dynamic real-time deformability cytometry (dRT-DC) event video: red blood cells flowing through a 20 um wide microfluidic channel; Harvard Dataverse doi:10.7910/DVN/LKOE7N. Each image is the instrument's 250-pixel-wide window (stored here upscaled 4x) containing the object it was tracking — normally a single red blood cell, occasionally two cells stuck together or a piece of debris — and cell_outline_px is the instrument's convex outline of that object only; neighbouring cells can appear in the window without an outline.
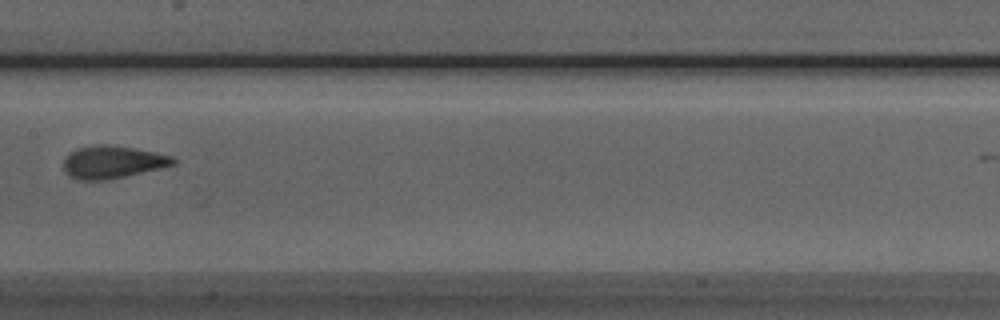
{"species": "Egyptian fruit bat (a non-hibernating species)", "species_latin": "Rousettus aegyptiacus", "temperature_condition": "room temperature", "stored_images_in_passage": 8, "camera_frame_rate_fps": 3000, "um_per_image_px": 0.085, "animal": {"sex": "male"}, "frame": {"image": 1, "passage_image": 8, "time_ms": 8.0, "image_size_px": [1000, 320], "cell_outline_px": [[176, 164], [160, 168], [108, 180], [80, 180], [68, 176], [64, 168], [64, 160], [76, 148], [100, 144], [104, 144], [132, 148], [156, 152], [172, 156], [176, 160]], "centroid_in_image_um": [9.57, 13.78], "position_along_channel_um": 197.8, "area_um2": 20.63}}